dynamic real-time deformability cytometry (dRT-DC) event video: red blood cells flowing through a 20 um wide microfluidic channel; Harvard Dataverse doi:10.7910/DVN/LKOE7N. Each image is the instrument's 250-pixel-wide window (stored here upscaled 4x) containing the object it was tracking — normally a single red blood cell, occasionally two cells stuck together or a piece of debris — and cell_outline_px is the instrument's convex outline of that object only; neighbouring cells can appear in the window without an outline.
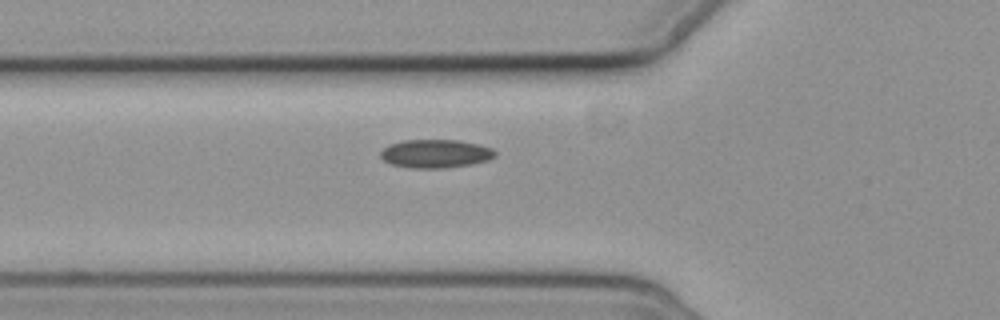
{"species": "common noctule bat (a hibernating species)", "species_latin": "Nyctalus noctula", "temperature_condition": "cold", "stored_images_in_passage": 5, "camera_frame_rate_fps": 3000, "um_per_image_px": 0.085, "animal": {"sex": "female", "body_mass_g": 19.3, "forearm_length_mm": 54.1}, "frame": {"image": 1, "passage_image": 5, "time_ms": 6.0, "image_size_px": [1000, 320], "cell_outline_px": [[496, 156], [488, 160], [468, 164], [444, 168], [408, 168], [392, 164], [384, 160], [380, 156], [380, 152], [388, 144], [404, 140], [460, 140], [492, 148], [496, 152]], "centroid_in_image_um": [37.0, 13.05], "position_along_channel_um": 88.8, "area_um2": 18.9}}